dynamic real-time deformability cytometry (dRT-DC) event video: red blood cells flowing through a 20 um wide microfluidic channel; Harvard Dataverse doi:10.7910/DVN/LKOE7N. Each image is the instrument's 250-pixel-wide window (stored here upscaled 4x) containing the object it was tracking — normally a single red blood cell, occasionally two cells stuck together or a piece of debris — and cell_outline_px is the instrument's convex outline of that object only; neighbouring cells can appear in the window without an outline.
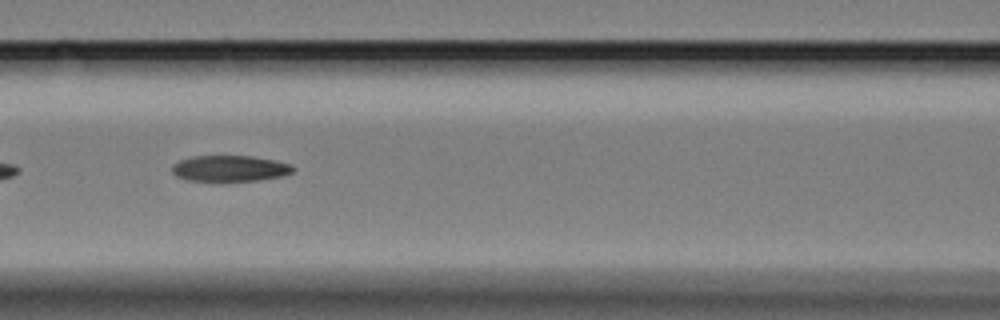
{"species": "Egyptian fruit bat (a non-hibernating species)", "species_latin": "Rousettus aegyptiacus", "temperature_condition": "cold", "stored_images_in_passage": 20, "camera_frame_rate_fps": 3000, "um_per_image_px": 0.085, "animal": {"sex": "female"}, "frame": {"image": 1, "passage_image": 9, "time_ms": 2.667, "image_size_px": [1000, 320], "cell_outline_px": [[296, 168], [292, 172], [280, 176], [256, 180], [188, 180], [176, 176], [172, 172], [172, 164], [180, 160], [192, 156], [252, 156], [276, 160], [292, 164]], "centroid_in_image_um": [19.54, 14.29], "position_along_channel_um": 147.1, "area_um2": 18.15}}
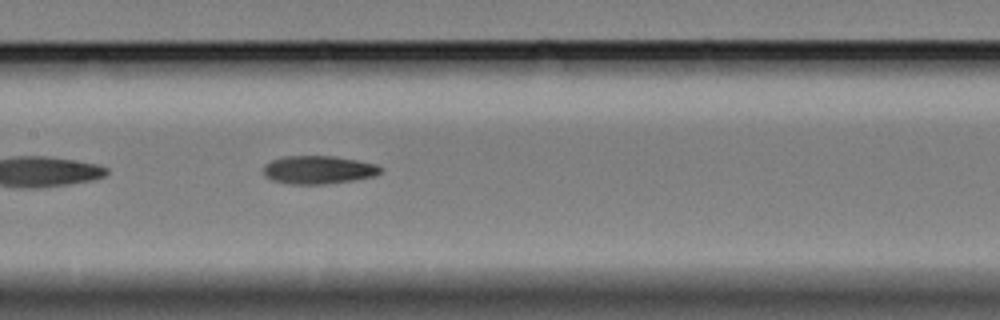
{"frame": {"image": 2, "passage_image": 12, "time_ms": 3.667, "image_size_px": [1000, 320], "cell_outline_px": [[384, 168], [376, 176], [352, 180], [324, 184], [288, 184], [272, 180], [264, 176], [264, 164], [272, 160], [284, 156], [336, 156], [376, 164]], "centroid_in_image_um": [27.06, 14.43], "position_along_channel_um": 180.3, "area_um2": 19.31}}